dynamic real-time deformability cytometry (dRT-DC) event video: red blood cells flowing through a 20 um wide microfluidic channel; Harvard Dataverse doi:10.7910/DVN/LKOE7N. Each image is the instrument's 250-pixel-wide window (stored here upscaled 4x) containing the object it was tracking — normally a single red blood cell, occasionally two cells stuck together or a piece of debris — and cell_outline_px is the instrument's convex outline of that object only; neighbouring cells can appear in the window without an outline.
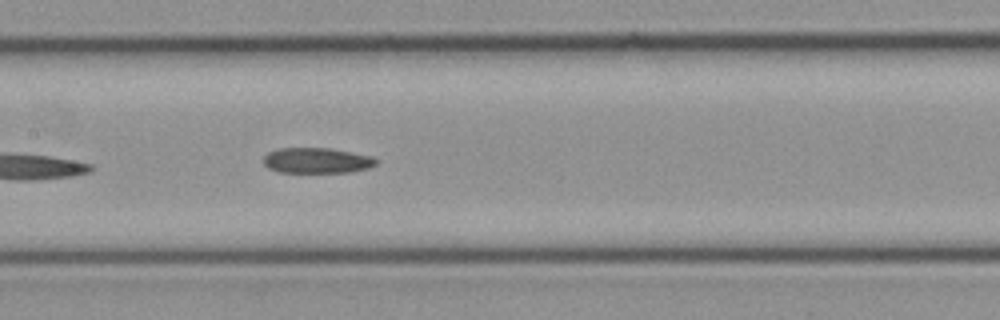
{"species": "common noctule bat (a hibernating species)", "species_latin": "Nyctalus noctula", "temperature_condition": "cold", "stored_images_in_passage": 13, "camera_frame_rate_fps": 3000, "um_per_image_px": 0.085, "animal": {"sex": "female", "body_mass_g": 21.9}, "frame": {"image": 1, "passage_image": 13, "time_ms": 4.0, "image_size_px": [1000, 320], "cell_outline_px": [[376, 164], [368, 168], [348, 172], [280, 172], [268, 168], [264, 164], [264, 156], [268, 152], [280, 148], [328, 148], [372, 156], [376, 160]], "centroid_in_image_um": [26.9, 13.64], "position_along_channel_um": 180.5, "area_um2": 16.53}}